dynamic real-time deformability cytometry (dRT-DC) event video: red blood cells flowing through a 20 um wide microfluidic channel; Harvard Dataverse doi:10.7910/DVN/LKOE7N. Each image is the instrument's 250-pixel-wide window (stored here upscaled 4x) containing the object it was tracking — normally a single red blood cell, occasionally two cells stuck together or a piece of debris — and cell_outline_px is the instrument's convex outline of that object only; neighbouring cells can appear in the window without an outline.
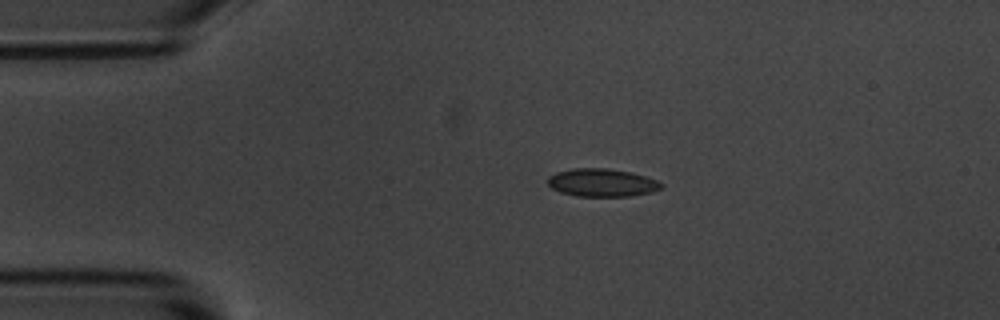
{"species": "common noctule bat (a hibernating species)", "species_latin": "Nyctalus noctula", "temperature_condition": "room temperature", "stored_images_in_passage": 5, "camera_frame_rate_fps": 3000, "um_per_image_px": 0.085, "animal": {"sex": "male", "body_mass_g": 20.1, "forearm_length_mm": 53.5}, "frame": {"image": 1, "passage_image": 3, "time_ms": 0.667, "image_size_px": [1000, 320], "cell_outline_px": [[664, 188], [652, 192], [632, 196], [576, 196], [560, 192], [552, 188], [548, 184], [548, 176], [556, 172], [572, 168], [608, 168], [632, 172], [656, 180], [664, 184]], "centroid_in_image_um": [51.18, 15.52], "position_along_channel_um": 33.8, "area_um2": 18.67}}